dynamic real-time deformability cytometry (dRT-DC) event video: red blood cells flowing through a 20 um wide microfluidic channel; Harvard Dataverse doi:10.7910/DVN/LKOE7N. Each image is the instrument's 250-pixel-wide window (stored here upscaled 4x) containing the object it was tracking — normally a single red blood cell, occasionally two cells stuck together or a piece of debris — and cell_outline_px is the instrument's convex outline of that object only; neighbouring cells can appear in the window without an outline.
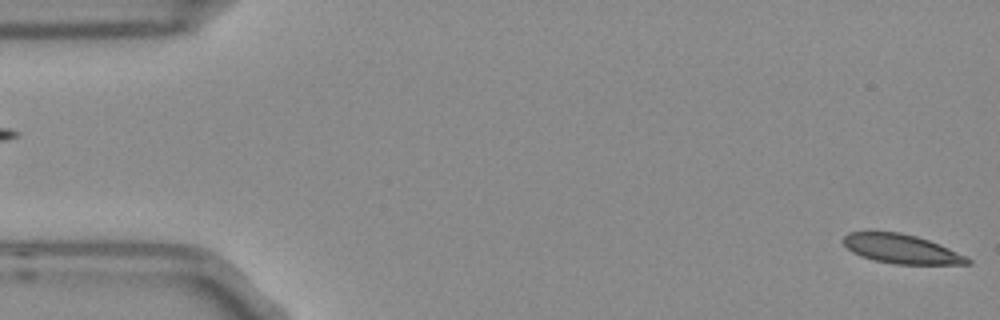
{"species": "Egyptian fruit bat (a non-hibernating species)", "species_latin": "Rousettus aegyptiacus", "temperature_condition": "room temperature", "stored_images_in_passage": 4, "segment_of_instrument_passage": [2, 2], "camera_frame_rate_fps": 3000, "um_per_image_px": 0.085, "frame": {"image": 1, "passage_image": 4, "time_ms": 1.0, "image_size_px": [1000, 320], "cell_outline_px": [[972, 264], [896, 264], [876, 260], [860, 256], [852, 252], [844, 244], [844, 236], [848, 232], [900, 232], [916, 236], [940, 244], [972, 260]], "centroid_in_image_um": [76.62, 21.16], "position_along_channel_um": 8.4, "area_um2": 20.81}}